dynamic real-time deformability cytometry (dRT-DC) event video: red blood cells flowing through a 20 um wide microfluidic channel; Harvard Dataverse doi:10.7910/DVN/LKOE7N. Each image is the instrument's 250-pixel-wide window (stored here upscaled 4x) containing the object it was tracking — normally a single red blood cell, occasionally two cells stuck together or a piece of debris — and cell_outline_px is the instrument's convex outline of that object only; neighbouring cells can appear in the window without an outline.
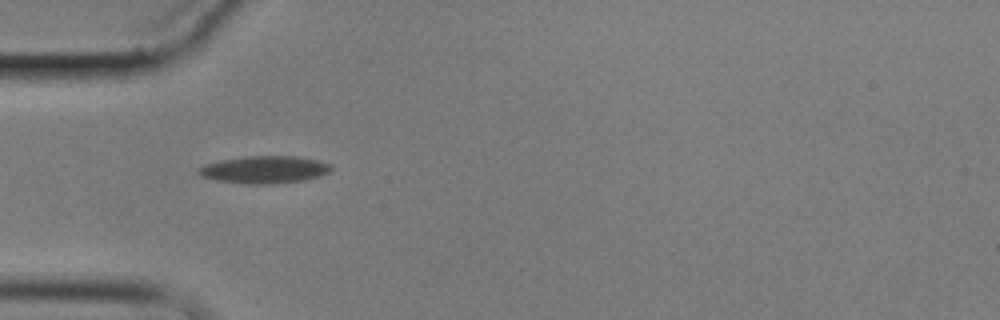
{"species": "common noctule bat (a hibernating species)", "species_latin": "Nyctalus noctula", "temperature_condition": "cold", "stored_images_in_passage": 2, "camera_frame_rate_fps": 3000, "um_per_image_px": 0.085, "animal": {"sex": "male", "body_mass_g": 17.9}, "frame": {"image": 1, "passage_image": 1, "time_ms": 0.0, "image_size_px": [1000, 320], "cell_outline_px": [[332, 168], [328, 172], [320, 176], [304, 180], [272, 184], [248, 184], [220, 180], [204, 176], [196, 172], [204, 164], [220, 160], [248, 156], [296, 156], [316, 160], [332, 164]], "centroid_in_image_um": [22.52, 14.41], "position_along_channel_um": 62.5, "area_um2": 20.92}}
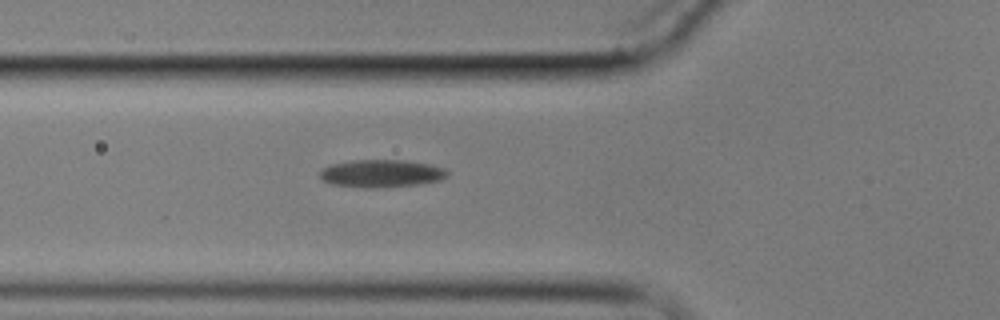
{"frame": {"image": 2, "passage_image": 2, "time_ms": 1.0, "image_size_px": [1000, 320], "cell_outline_px": [[448, 176], [440, 180], [420, 184], [372, 188], [364, 188], [332, 184], [324, 180], [320, 176], [320, 168], [332, 164], [352, 160], [404, 160], [428, 164], [444, 168], [448, 172]], "centroid_in_image_um": [32.41, 14.74], "position_along_channel_um": 93.4, "area_um2": 20.52}}